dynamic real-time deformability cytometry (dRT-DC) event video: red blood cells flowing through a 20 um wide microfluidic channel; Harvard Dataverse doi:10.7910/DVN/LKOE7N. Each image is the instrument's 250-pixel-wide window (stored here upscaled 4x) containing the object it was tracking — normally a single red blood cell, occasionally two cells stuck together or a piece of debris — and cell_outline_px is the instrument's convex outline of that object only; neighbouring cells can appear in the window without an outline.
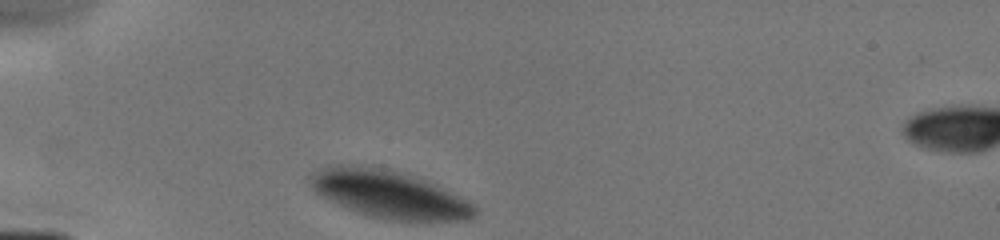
{"species": "human", "species_latin": "Homo sapiens", "temperature_condition": "cold", "stored_images_in_passage": 2, "segment_of_instrument_passage": [1, 2], "camera_frame_rate_fps": 3000, "um_per_image_px": 0.085, "donor": {"sex": "male"}, "frame": {"image": 1, "passage_image": 1, "time_ms": 0.0, "image_size_px": [1000, 240], "cell_outline_px": [[476, 216], [472, 220], [384, 220], [368, 216], [344, 208], [320, 196], [308, 184], [308, 176], [312, 172], [332, 164], [352, 164], [384, 168], [400, 172], [436, 184], [476, 204]], "centroid_in_image_um": [33.03, 16.51], "position_along_channel_um": 52.0, "area_um2": 46.24}}